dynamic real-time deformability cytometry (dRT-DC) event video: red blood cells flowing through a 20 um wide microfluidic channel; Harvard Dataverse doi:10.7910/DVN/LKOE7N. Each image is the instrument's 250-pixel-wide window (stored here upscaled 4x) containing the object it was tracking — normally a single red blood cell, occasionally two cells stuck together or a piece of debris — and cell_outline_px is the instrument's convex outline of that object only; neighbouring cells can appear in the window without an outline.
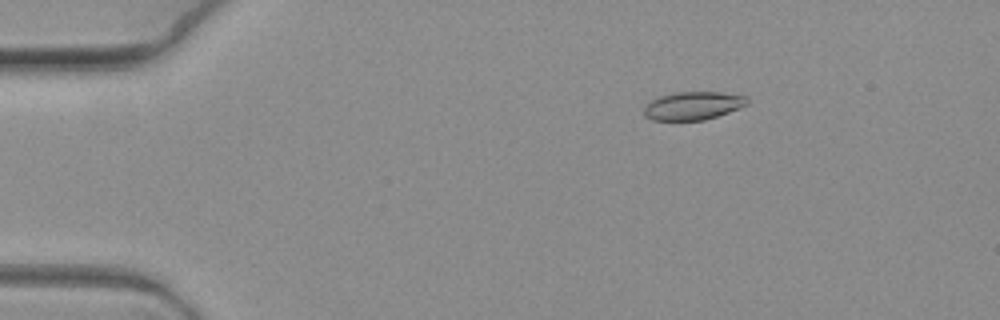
{"species": "common noctule bat (a hibernating species)", "species_latin": "Nyctalus noctula", "temperature_condition": "warm", "stored_images_in_passage": 7, "camera_frame_rate_fps": 3000, "um_per_image_px": 0.085, "animal": {"sex": "female", "body_mass_g": 19.3, "forearm_length_mm": 54.1}, "frame": {"image": 1, "passage_image": 3, "time_ms": 0.667, "image_size_px": [1000, 320], "cell_outline_px": [[748, 104], [740, 108], [704, 120], [652, 120], [644, 116], [644, 108], [652, 100], [660, 96], [676, 92], [720, 92], [748, 96]], "centroid_in_image_um": [58.93, 8.98], "position_along_channel_um": 26.1, "area_um2": 16.88}}